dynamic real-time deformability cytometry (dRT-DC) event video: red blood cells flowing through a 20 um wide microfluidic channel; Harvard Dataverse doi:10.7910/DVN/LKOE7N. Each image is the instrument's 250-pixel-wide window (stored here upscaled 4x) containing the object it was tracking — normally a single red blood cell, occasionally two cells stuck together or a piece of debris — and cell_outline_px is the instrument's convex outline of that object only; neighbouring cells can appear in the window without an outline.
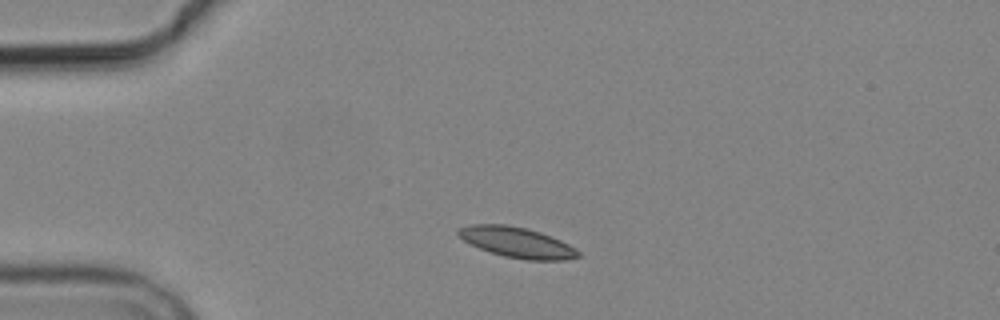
{"species": "common noctule bat (a hibernating species)", "species_latin": "Nyctalus noctula", "temperature_condition": "cold", "stored_images_in_passage": 3, "camera_frame_rate_fps": 3000, "um_per_image_px": 0.085, "animal": {"sex": "male", "body_mass_g": 19.2, "forearm_length_mm": 51.8}, "frame": {"image": 1, "passage_image": 1, "time_ms": 0.0, "image_size_px": [1000, 320], "cell_outline_px": [[580, 256], [564, 260], [528, 260], [504, 256], [480, 248], [464, 240], [456, 232], [456, 228], [472, 224], [504, 224], [524, 228], [540, 232], [552, 236], [576, 248], [580, 252]], "centroid_in_image_um": [43.95, 20.59], "position_along_channel_um": 41.0, "area_um2": 21.1}}
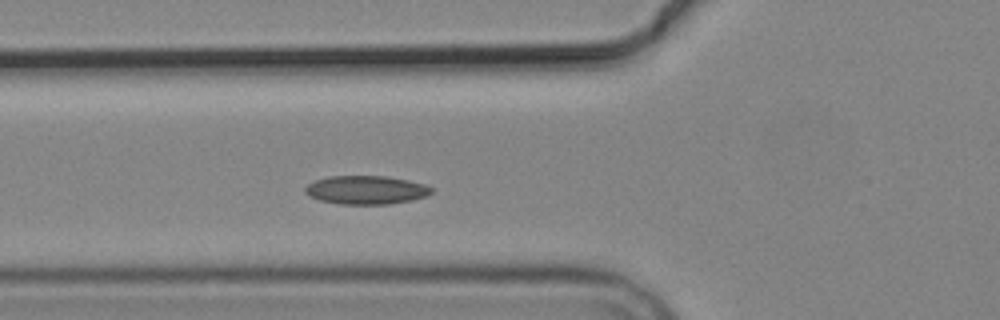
{"frame": {"image": 2, "passage_image": 3, "time_ms": 2.333, "image_size_px": [1000, 320], "cell_outline_px": [[432, 192], [428, 196], [412, 200], [388, 204], [340, 204], [320, 200], [308, 196], [304, 192], [304, 188], [308, 184], [316, 180], [328, 176], [388, 176], [408, 180], [424, 184], [432, 188]], "centroid_in_image_um": [31.11, 16.14], "position_along_channel_um": 94.7, "area_um2": 21.1}}